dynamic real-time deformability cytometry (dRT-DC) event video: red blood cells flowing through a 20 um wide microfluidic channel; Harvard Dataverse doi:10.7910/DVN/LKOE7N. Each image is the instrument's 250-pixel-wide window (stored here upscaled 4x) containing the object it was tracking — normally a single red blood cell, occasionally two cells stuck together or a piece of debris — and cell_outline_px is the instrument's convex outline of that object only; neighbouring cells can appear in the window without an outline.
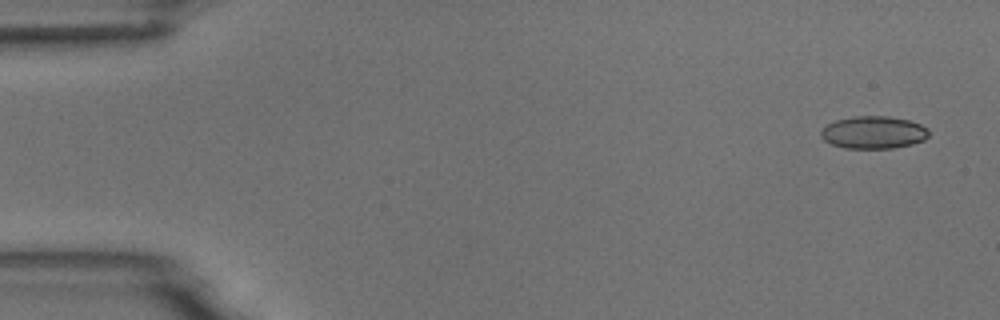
{"species": "common noctule bat (a hibernating species)", "species_latin": "Nyctalus noctula", "temperature_condition": "room temperature", "stored_images_in_passage": 4, "camera_frame_rate_fps": 3000, "um_per_image_px": 0.085, "animal": {"sex": "male", "body_mass_g": 18.8}, "frame": {"image": 1, "passage_image": 1, "time_ms": 0.0, "image_size_px": [1000, 320], "cell_outline_px": [[928, 136], [924, 140], [912, 144], [892, 148], [844, 148], [832, 144], [824, 140], [820, 136], [820, 132], [828, 124], [836, 120], [852, 116], [888, 116], [908, 120], [920, 124], [928, 128]], "centroid_in_image_um": [74.25, 11.25], "position_along_channel_um": 10.8, "area_um2": 20.4}}
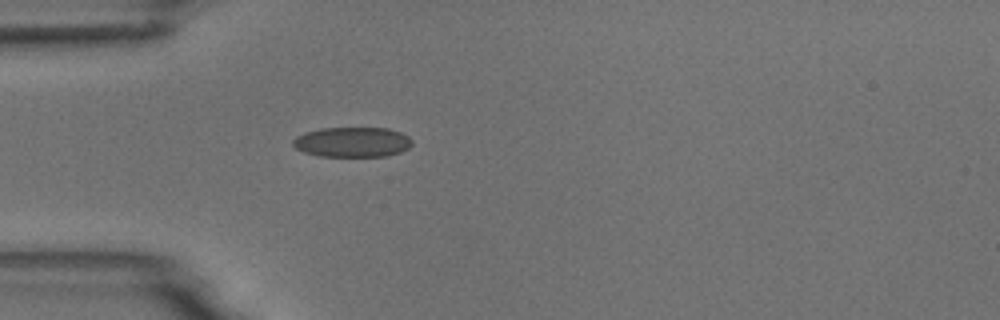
{"frame": {"image": 2, "passage_image": 4, "time_ms": 4.333, "image_size_px": [1000, 320], "cell_outline_px": [[412, 144], [408, 148], [400, 152], [388, 156], [320, 156], [304, 152], [296, 148], [292, 144], [292, 140], [296, 136], [304, 132], [320, 128], [388, 128], [400, 132], [408, 136], [412, 140]], "centroid_in_image_um": [29.94, 12.07], "position_along_channel_um": 55.1, "area_um2": 20.92}}